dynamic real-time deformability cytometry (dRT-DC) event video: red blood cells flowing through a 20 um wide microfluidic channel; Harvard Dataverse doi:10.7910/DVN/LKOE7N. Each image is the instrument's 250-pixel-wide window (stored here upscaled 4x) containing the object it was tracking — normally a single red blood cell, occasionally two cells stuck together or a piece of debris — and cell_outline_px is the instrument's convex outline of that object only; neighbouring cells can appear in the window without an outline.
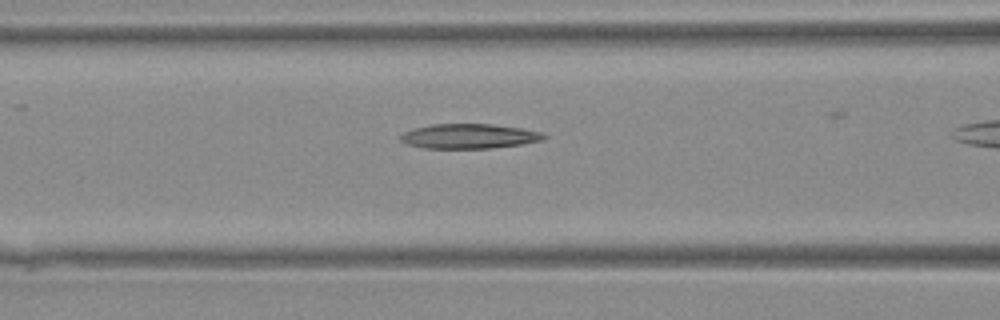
{"species": "Egyptian fruit bat (a non-hibernating species)", "species_latin": "Rousettus aegyptiacus", "temperature_condition": "warm", "stored_images_in_passage": 24, "camera_frame_rate_fps": 3000, "um_per_image_px": 0.085, "animal": {"sex": "female"}, "frame": {"image": 1, "passage_image": 8, "time_ms": 2.333, "image_size_px": [1000, 320], "cell_outline_px": [[548, 136], [544, 140], [520, 144], [492, 148], [424, 148], [408, 144], [400, 140], [400, 136], [404, 132], [412, 128], [432, 124], [492, 124], [520, 128], [544, 132]], "centroid_in_image_um": [39.89, 11.57], "position_along_channel_um": 126.7, "area_um2": 20.69}}